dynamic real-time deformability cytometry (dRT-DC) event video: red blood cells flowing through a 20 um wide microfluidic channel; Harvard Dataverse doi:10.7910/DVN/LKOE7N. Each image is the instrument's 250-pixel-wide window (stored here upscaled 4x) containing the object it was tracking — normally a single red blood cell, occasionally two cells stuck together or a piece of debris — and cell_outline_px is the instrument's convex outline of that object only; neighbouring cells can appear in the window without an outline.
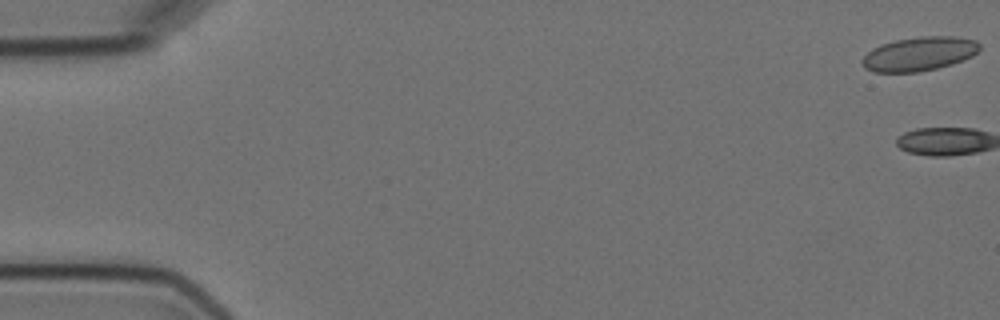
{"species": "Egyptian fruit bat (a non-hibernating species)", "species_latin": "Rousettus aegyptiacus", "temperature_condition": "cold", "stored_images_in_passage": 5, "camera_frame_rate_fps": 3000, "um_per_image_px": 0.085, "animal": {"sex": "female"}, "frame": {"image": 1, "passage_image": 1, "time_ms": 0.0, "image_size_px": [1000, 320], "cell_outline_px": [[980, 48], [972, 56], [964, 60], [952, 64], [920, 72], [872, 72], [864, 68], [860, 60], [872, 48], [880, 44], [896, 40], [920, 36], [956, 36], [976, 40], [980, 44]], "centroid_in_image_um": [78.12, 4.58], "position_along_channel_um": 6.9, "area_um2": 23.47}}